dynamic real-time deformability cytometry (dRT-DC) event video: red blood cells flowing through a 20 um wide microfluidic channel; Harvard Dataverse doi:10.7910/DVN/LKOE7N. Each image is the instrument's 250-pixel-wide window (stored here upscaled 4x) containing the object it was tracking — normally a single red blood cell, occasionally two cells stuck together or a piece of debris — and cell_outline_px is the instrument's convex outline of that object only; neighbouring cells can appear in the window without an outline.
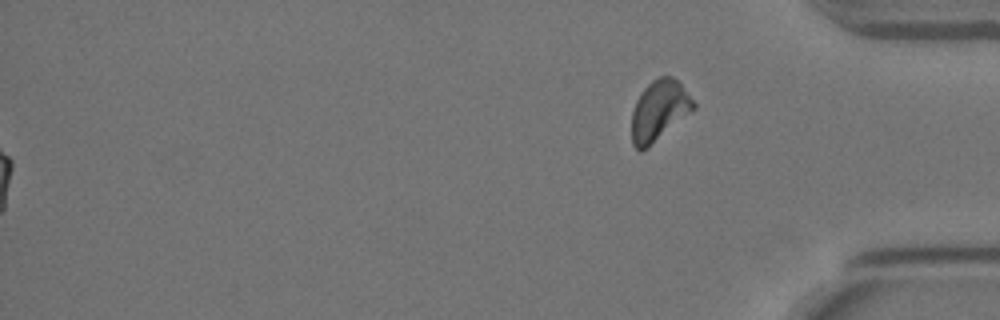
{"species": "Egyptian fruit bat (a non-hibernating species)", "species_latin": "Rousettus aegyptiacus", "temperature_condition": "warm", "stored_images_in_passage": 52, "segment_of_instrument_passage": [2, 2], "camera_frame_rate_fps": 3000, "um_per_image_px": 0.085, "animal": {"sex": "female"}, "frame": {"image": 1, "passage_image": 52, "time_ms": 17.0, "image_size_px": [1000, 320], "cell_outline_px": [[696, 108], [648, 148], [640, 152], [632, 144], [632, 112], [636, 100], [640, 92], [652, 80], [660, 76], [672, 76], [680, 84], [696, 104]], "centroid_in_image_um": [56.01, 9.41], "position_along_channel_um": 379.2, "area_um2": 21.73}}